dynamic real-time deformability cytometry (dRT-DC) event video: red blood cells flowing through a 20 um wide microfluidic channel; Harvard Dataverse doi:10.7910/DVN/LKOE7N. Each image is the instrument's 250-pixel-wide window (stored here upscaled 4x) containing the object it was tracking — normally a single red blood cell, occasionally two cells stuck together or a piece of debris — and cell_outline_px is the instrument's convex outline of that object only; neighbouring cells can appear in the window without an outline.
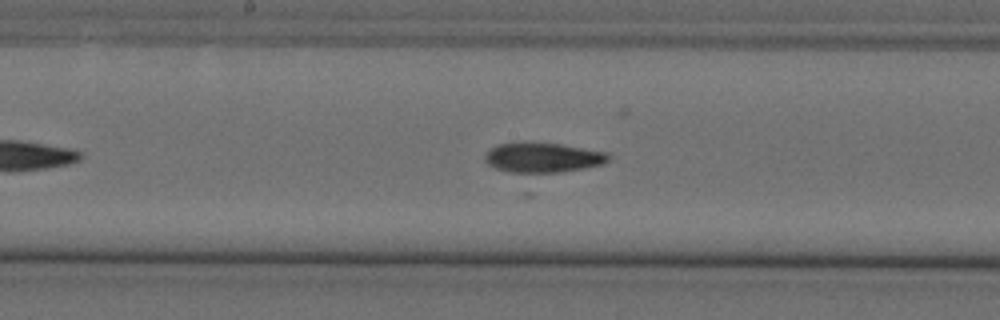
{"species": "Egyptian fruit bat (a non-hibernating species)", "species_latin": "Rousettus aegyptiacus", "temperature_condition": "cold", "stored_images_in_passage": 41, "camera_frame_rate_fps": 3000, "um_per_image_px": 0.085, "animal": {"sex": "female"}, "frame": {"image": 1, "passage_image": 20, "time_ms": 6.333, "image_size_px": [1000, 320], "cell_outline_px": [[612, 156], [604, 164], [584, 168], [528, 176], [524, 176], [508, 172], [496, 168], [488, 164], [484, 160], [484, 152], [496, 144], [524, 140], [560, 144], [608, 152]], "centroid_in_image_um": [46.06, 13.4], "position_along_channel_um": 202.1, "area_um2": 22.77}}